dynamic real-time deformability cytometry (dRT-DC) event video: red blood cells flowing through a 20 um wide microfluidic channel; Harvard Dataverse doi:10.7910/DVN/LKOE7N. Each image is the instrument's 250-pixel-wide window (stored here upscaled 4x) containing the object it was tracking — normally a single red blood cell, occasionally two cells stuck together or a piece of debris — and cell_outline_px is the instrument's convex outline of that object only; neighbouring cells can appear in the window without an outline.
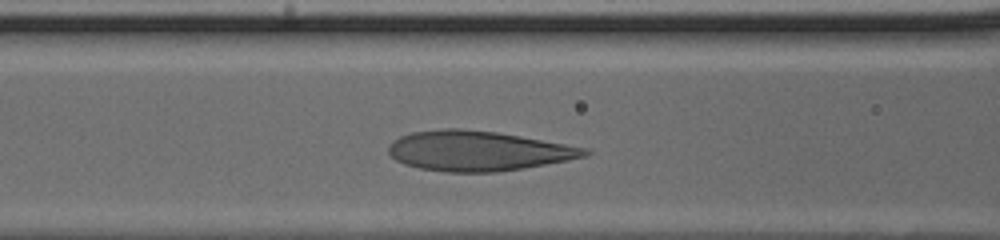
{"species": "human", "species_latin": "Homo sapiens", "temperature_condition": "cold", "stored_images_in_passage": 29, "camera_frame_rate_fps": 3000, "um_per_image_px": 0.085, "donor": {"sex": "male"}, "frame": {"image": 1, "passage_image": 10, "time_ms": 3.0, "image_size_px": [1000, 240], "cell_outline_px": [[592, 152], [584, 156], [568, 160], [496, 172], [448, 172], [420, 168], [404, 164], [396, 160], [388, 152], [388, 148], [392, 140], [400, 136], [412, 132], [444, 128], [460, 128], [496, 132], [520, 136], [564, 144], [584, 148]], "centroid_in_image_um": [40.56, 12.82], "position_along_channel_um": 126.0, "area_um2": 45.2}}
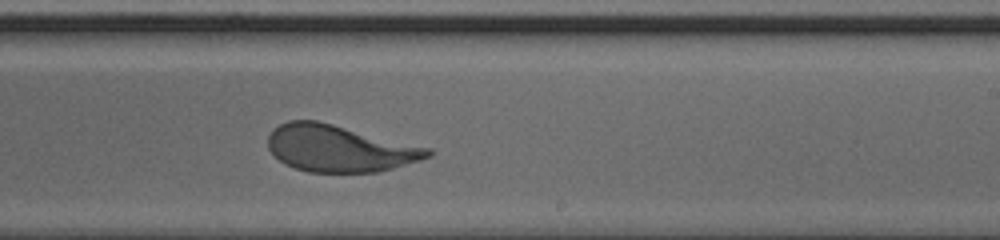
{"frame": {"image": 2, "passage_image": 19, "time_ms": 6.0, "image_size_px": [1000, 240], "cell_outline_px": [[432, 156], [420, 160], [392, 168], [376, 172], [308, 172], [284, 164], [268, 148], [268, 136], [272, 128], [288, 120], [316, 120], [432, 148]], "centroid_in_image_um": [28.84, 12.61], "position_along_channel_um": 260.2, "area_um2": 43.47}}
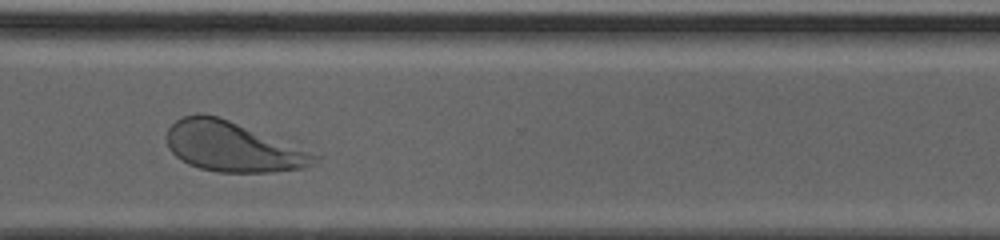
{"frame": {"image": 3, "passage_image": 25, "time_ms": 8.0, "image_size_px": [1000, 240], "cell_outline_px": [[320, 156], [316, 164], [304, 168], [272, 172], [216, 172], [200, 168], [188, 164], [180, 160], [168, 148], [168, 128], [176, 120], [184, 116], [196, 112], [200, 112], [216, 116], [228, 120]], "centroid_in_image_um": [19.73, 12.48], "position_along_channel_um": 350.9, "area_um2": 42.43}}